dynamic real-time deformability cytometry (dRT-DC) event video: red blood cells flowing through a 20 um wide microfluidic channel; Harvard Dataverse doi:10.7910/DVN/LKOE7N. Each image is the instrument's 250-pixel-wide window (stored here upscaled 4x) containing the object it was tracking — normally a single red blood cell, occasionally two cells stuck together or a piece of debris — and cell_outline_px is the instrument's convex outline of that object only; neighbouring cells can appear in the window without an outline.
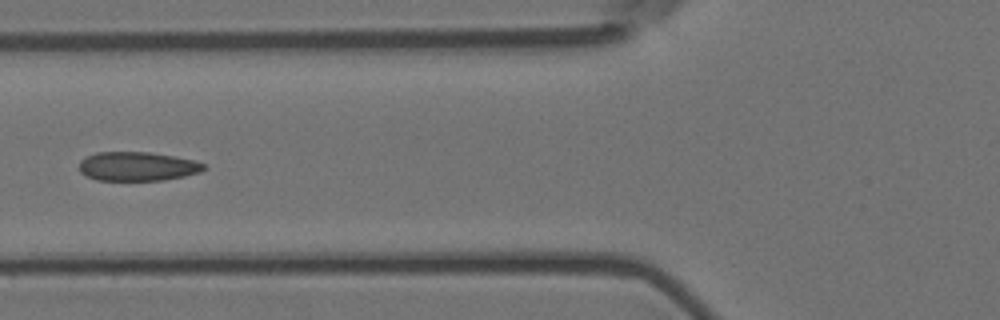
{"species": "Egyptian fruit bat (a non-hibernating species)", "species_latin": "Rousettus aegyptiacus", "temperature_condition": "room temperature", "stored_images_in_passage": 5, "camera_frame_rate_fps": 3000, "um_per_image_px": 0.085, "animal": {"sex": "female"}, "frame": {"image": 1, "passage_image": 5, "time_ms": 1.333, "image_size_px": [1000, 320], "cell_outline_px": [[204, 168], [200, 172], [184, 176], [164, 180], [96, 180], [80, 172], [80, 160], [96, 152], [148, 152], [196, 160], [204, 164]], "centroid_in_image_um": [11.68, 14.14], "position_along_channel_um": 114.1, "area_um2": 20.92}}